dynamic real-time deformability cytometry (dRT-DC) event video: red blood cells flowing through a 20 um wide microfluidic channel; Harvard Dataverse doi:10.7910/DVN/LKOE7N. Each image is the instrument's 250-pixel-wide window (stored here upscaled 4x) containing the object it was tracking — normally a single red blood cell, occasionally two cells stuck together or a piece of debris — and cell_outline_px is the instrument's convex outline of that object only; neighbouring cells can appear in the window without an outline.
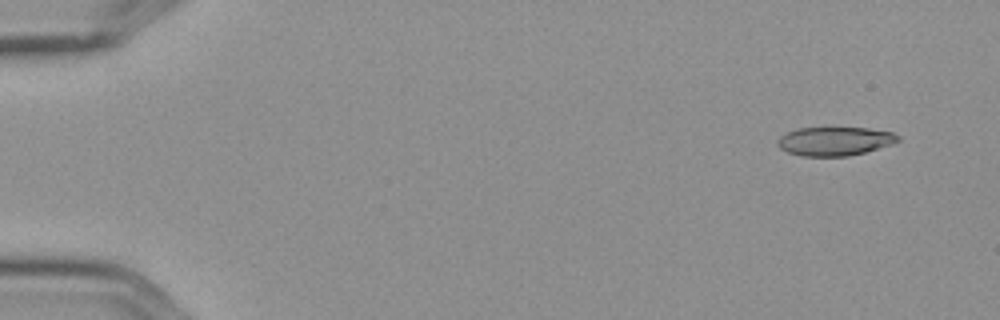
{"species": "Egyptian fruit bat (a non-hibernating species)", "species_latin": "Rousettus aegyptiacus", "temperature_condition": "cold", "stored_images_in_passage": 6, "camera_frame_rate_fps": 3000, "um_per_image_px": 0.085, "frame": {"image": 1, "passage_image": 2, "time_ms": 0.333, "image_size_px": [1000, 320], "cell_outline_px": [[900, 140], [892, 144], [864, 152], [848, 156], [800, 156], [788, 152], [780, 148], [776, 144], [776, 140], [780, 136], [796, 128], [868, 128], [892, 132], [900, 136]], "centroid_in_image_um": [70.93, 12.0], "position_along_channel_um": 14.1, "area_um2": 20.17}}
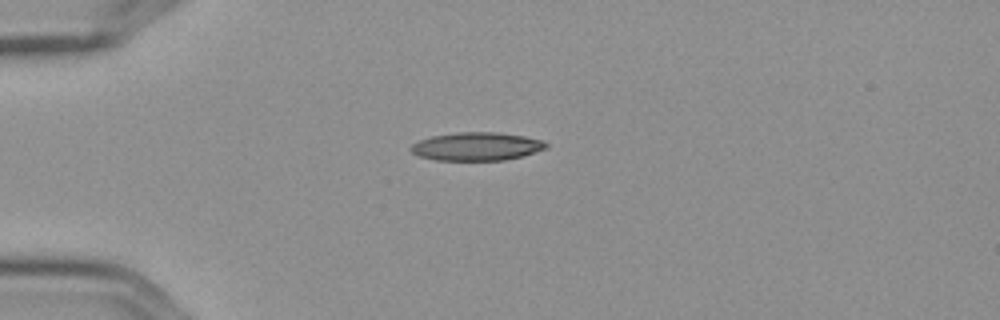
{"frame": {"image": 2, "passage_image": 5, "time_ms": 1.333, "image_size_px": [1000, 320], "cell_outline_px": [[548, 148], [520, 156], [504, 160], [436, 160], [420, 156], [412, 152], [408, 148], [412, 144], [420, 140], [432, 136], [460, 132], [496, 132], [524, 136], [540, 140], [548, 144]], "centroid_in_image_um": [40.5, 12.44], "position_along_channel_um": 44.5, "area_um2": 22.02}}